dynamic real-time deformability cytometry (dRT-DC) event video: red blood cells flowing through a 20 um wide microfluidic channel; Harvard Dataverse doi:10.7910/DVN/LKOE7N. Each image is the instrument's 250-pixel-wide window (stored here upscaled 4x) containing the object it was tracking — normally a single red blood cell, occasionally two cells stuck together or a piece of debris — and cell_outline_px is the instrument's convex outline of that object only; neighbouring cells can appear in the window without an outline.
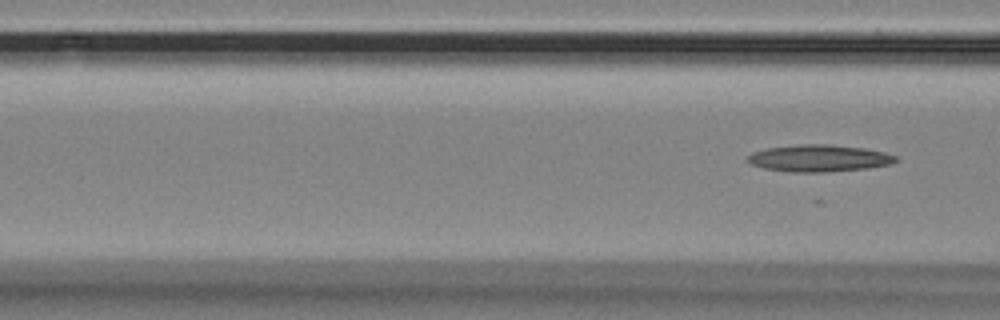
{"species": "Egyptian fruit bat (a non-hibernating species)", "species_latin": "Rousettus aegyptiacus", "temperature_condition": "room temperature", "stored_images_in_passage": 8, "segment_of_instrument_passage": [2, 2], "camera_frame_rate_fps": 3000, "um_per_image_px": 0.085, "animal": {"sex": "female"}, "frame": {"image": 1, "passage_image": 8, "time_ms": 2.333, "image_size_px": [1000, 320], "cell_outline_px": [[896, 160], [888, 164], [868, 168], [824, 172], [792, 172], [764, 168], [752, 164], [748, 160], [748, 156], [752, 152], [768, 148], [800, 144], [832, 144], [864, 148], [884, 152], [896, 156]], "centroid_in_image_um": [69.61, 13.44], "position_along_channel_um": 97.0, "area_um2": 23.0}}